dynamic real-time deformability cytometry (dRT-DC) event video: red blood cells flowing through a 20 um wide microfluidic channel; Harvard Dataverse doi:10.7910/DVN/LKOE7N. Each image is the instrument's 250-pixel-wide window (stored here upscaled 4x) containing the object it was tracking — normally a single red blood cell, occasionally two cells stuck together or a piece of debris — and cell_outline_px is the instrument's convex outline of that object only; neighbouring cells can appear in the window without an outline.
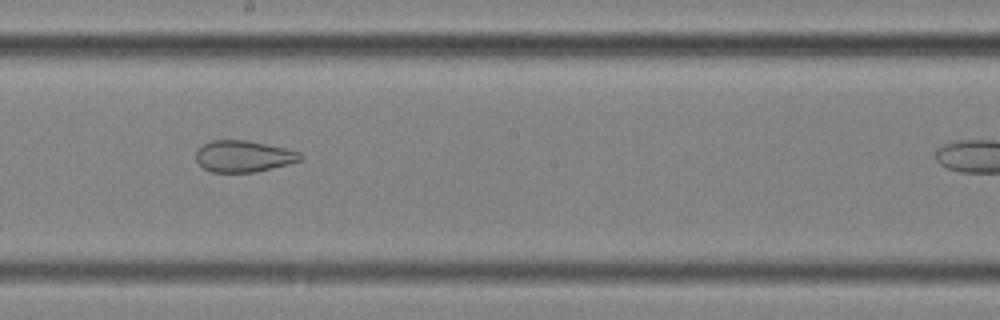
{"species": "common noctule bat (a hibernating species)", "species_latin": "Nyctalus noctula", "temperature_condition": "cold", "stored_images_in_passage": 40, "camera_frame_rate_fps": 3000, "um_per_image_px": 0.085, "animal": {"sex": "female", "body_mass_g": 25.1}, "frame": {"image": 1, "passage_image": 23, "time_ms": 7.333, "image_size_px": [1000, 320], "cell_outline_px": [[304, 160], [256, 172], [212, 172], [204, 168], [196, 160], [196, 152], [204, 144], [212, 140], [248, 140], [288, 148], [300, 152], [304, 156]], "centroid_in_image_um": [20.76, 13.28], "position_along_channel_um": 227.4, "area_um2": 19.31}}